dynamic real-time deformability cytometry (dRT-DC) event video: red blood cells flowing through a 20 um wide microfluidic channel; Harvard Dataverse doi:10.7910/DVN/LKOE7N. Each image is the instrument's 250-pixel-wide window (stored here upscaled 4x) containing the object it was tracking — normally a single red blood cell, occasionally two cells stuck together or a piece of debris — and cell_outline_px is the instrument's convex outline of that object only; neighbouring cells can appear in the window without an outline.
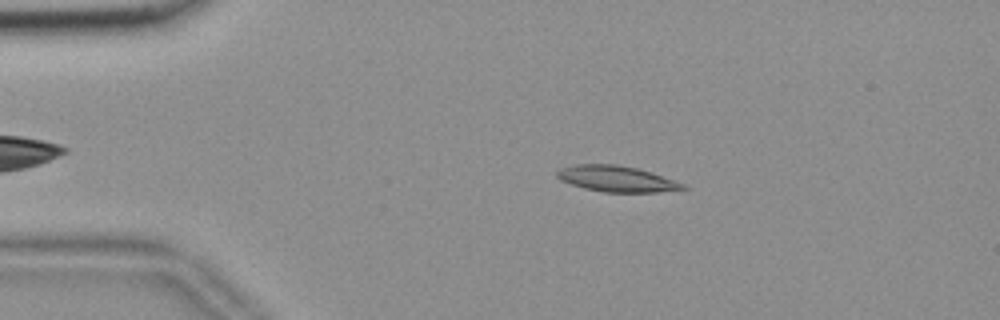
{"species": "common noctule bat (a hibernating species)", "species_latin": "Nyctalus noctula", "temperature_condition": "room temperature", "stored_images_in_passage": 54, "camera_frame_rate_fps": 3000, "um_per_image_px": 0.085, "animal": {"sex": "female", "body_mass_g": 18.4}, "frame": {"image": 1, "passage_image": 10, "time_ms": 3.0, "image_size_px": [1000, 320], "cell_outline_px": [[688, 188], [656, 192], [604, 192], [584, 188], [560, 180], [556, 176], [556, 172], [560, 168], [572, 164], [616, 164], [636, 168], [652, 172], [684, 184]], "centroid_in_image_um": [52.37, 15.19], "position_along_channel_um": 32.6, "area_um2": 18.96}}
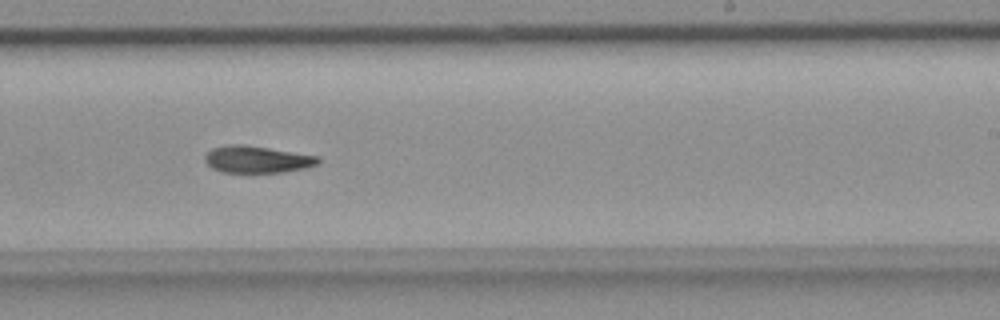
{"frame": {"image": 2, "passage_image": 33, "time_ms": 10.667, "image_size_px": [1000, 320], "cell_outline_px": [[320, 164], [304, 168], [284, 172], [224, 172], [212, 168], [204, 160], [204, 156], [212, 148], [228, 144], [244, 144], [320, 156]], "centroid_in_image_um": [21.87, 13.54], "position_along_channel_um": 267.1, "area_um2": 17.86}}
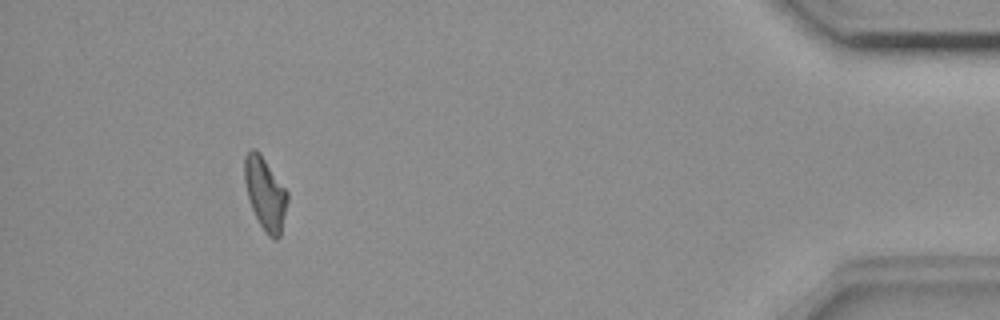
{"frame": {"image": 3, "passage_image": 50, "time_ms": 16.333, "image_size_px": [1000, 320], "cell_outline_px": [[288, 200], [280, 236], [276, 240], [268, 236], [260, 224], [252, 208], [248, 196], [244, 180], [244, 156], [252, 148], [256, 148], [260, 152], [288, 192]], "centroid_in_image_um": [22.54, 16.42], "position_along_channel_um": 412.7, "area_um2": 18.09}}